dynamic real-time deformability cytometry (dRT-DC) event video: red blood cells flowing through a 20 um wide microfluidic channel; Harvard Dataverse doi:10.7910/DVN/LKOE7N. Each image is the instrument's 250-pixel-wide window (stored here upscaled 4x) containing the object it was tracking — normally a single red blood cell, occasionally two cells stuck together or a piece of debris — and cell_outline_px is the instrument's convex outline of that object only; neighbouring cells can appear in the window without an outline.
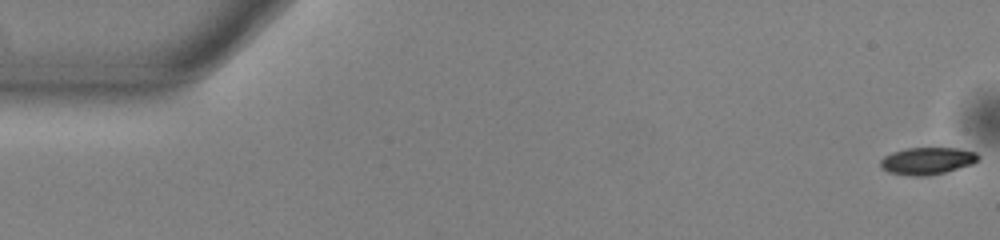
{"species": "common noctule bat (a hibernating species)", "species_latin": "Nyctalus noctula", "temperature_condition": "warm", "stored_images_in_passage": 54, "camera_frame_rate_fps": 3000, "um_per_image_px": 0.085, "animal": {"sex": "male", "body_mass_g": 13.0, "forearm_length_mm": 53.1}, "frame": {"image": 1, "passage_image": 1, "time_ms": 0.0, "image_size_px": [1000, 240], "cell_outline_px": [[980, 160], [972, 164], [944, 172], [928, 176], [912, 176], [888, 172], [880, 168], [880, 160], [884, 156], [892, 152], [908, 148], [956, 148], [976, 152], [980, 156]], "centroid_in_image_um": [78.81, 13.67], "position_along_channel_um": 6.2, "area_um2": 15.55}}
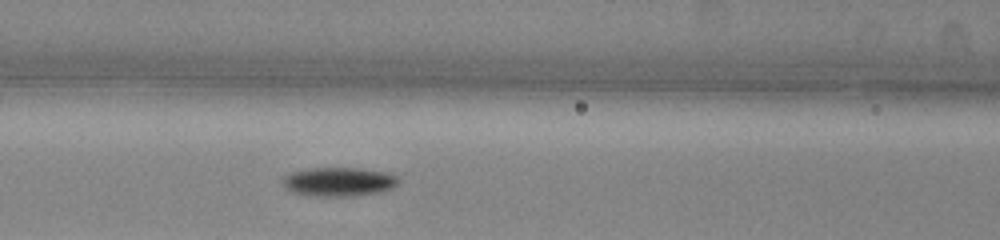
{"frame": {"image": 2, "passage_image": 23, "time_ms": 7.333, "image_size_px": [1000, 240], "cell_outline_px": [[400, 180], [392, 188], [380, 192], [356, 196], [308, 196], [292, 192], [284, 188], [280, 180], [284, 176], [292, 172], [308, 168], [360, 168], [388, 172], [396, 176]], "centroid_in_image_um": [28.76, 15.45], "position_along_channel_um": 137.8, "area_um2": 19.88}}
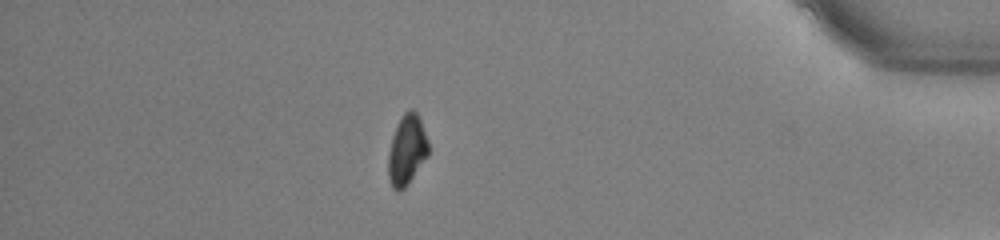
{"frame": {"image": 3, "passage_image": 47, "time_ms": 15.333, "image_size_px": [1000, 240], "cell_outline_px": [[428, 156], [404, 188], [400, 192], [396, 192], [392, 188], [388, 180], [388, 152], [392, 136], [404, 112], [408, 108], [412, 108], [416, 112], [420, 120], [428, 140]], "centroid_in_image_um": [34.56, 12.77], "position_along_channel_um": 400.6, "area_um2": 16.42}, "authors_computed_cell_mechanics": {"area_um2": 16.8776, "velocity_mm_per_s": 3.8358, "shape_relaxation_time_tau1_ms": 3.0801, "shape_relaxation_time_tau2_ms": null, "deformation_change_tau1": 0.133, "deformation_change_tau2": null}}